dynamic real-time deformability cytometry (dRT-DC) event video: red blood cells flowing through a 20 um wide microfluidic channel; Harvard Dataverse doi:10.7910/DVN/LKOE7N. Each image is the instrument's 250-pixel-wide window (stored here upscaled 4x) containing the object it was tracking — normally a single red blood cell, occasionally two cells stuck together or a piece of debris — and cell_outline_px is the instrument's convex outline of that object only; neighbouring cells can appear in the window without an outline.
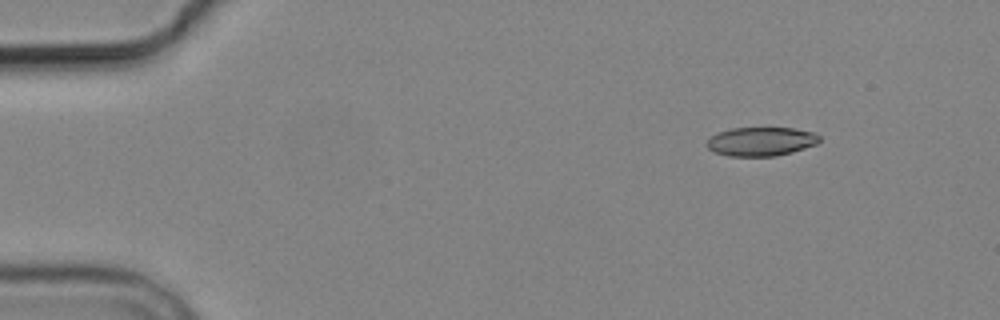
{"species": "common noctule bat (a hibernating species)", "species_latin": "Nyctalus noctula", "temperature_condition": "cold", "stored_images_in_passage": 6, "camera_frame_rate_fps": 3000, "um_per_image_px": 0.085, "animal": {"sex": "male", "body_mass_g": 19.2, "forearm_length_mm": 51.8}, "frame": {"image": 1, "passage_image": 2, "time_ms": 1.0, "image_size_px": [1000, 320], "cell_outline_px": [[820, 140], [816, 144], [792, 152], [776, 156], [728, 156], [712, 152], [704, 144], [716, 132], [732, 128], [792, 128], [812, 132], [820, 136]], "centroid_in_image_um": [64.64, 12.03], "position_along_channel_um": 20.4, "area_um2": 19.02}}
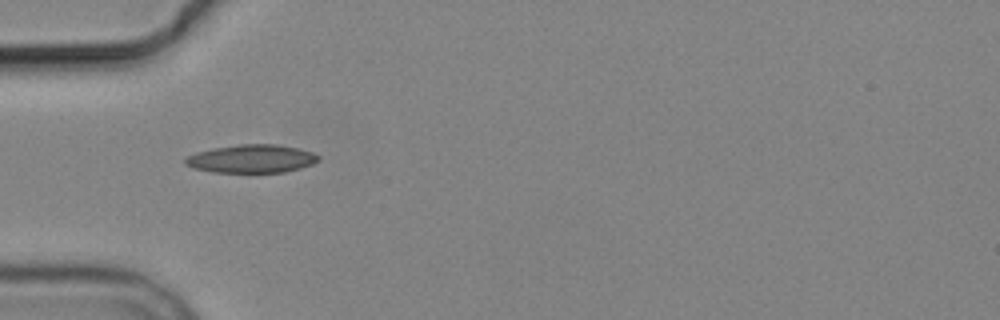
{"frame": {"image": 2, "passage_image": 5, "time_ms": 4.667, "image_size_px": [1000, 320], "cell_outline_px": [[320, 156], [312, 164], [300, 168], [284, 172], [212, 172], [192, 168], [184, 164], [184, 160], [188, 156], [196, 152], [212, 148], [240, 144], [276, 144], [296, 148], [312, 152]], "centroid_in_image_um": [21.33, 13.49], "position_along_channel_um": 63.7, "area_um2": 21.79}}
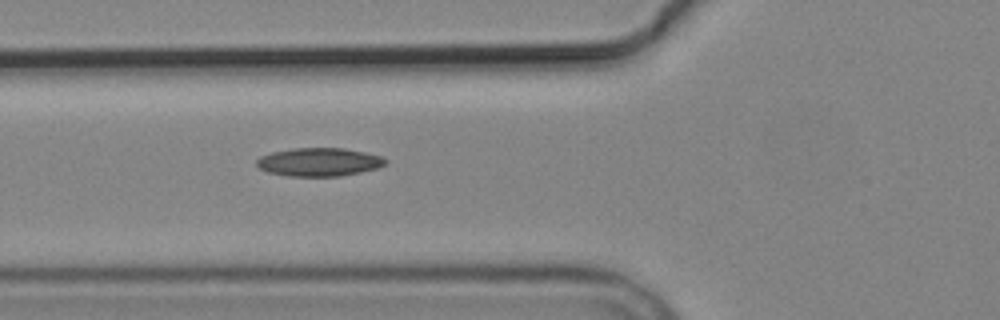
{"frame": {"image": 3, "passage_image": 6, "time_ms": 5.667, "image_size_px": [1000, 320], "cell_outline_px": [[388, 160], [380, 168], [340, 176], [288, 176], [268, 172], [260, 168], [256, 164], [256, 160], [260, 156], [272, 152], [292, 148], [344, 148], [364, 152], [380, 156]], "centroid_in_image_um": [27.12, 13.77], "position_along_channel_um": 98.7, "area_um2": 21.27}}